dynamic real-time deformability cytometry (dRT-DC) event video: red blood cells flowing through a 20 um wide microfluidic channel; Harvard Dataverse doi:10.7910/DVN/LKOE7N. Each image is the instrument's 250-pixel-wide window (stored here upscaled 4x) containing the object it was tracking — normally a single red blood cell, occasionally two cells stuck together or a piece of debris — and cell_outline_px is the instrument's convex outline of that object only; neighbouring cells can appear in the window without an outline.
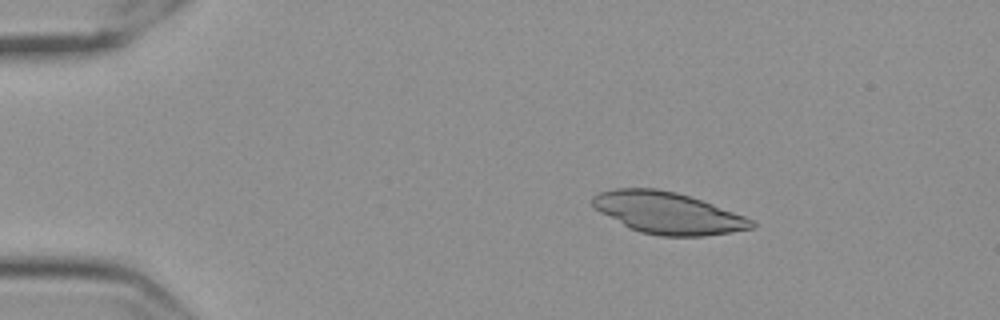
{"species": "Egyptian fruit bat (a non-hibernating species)", "species_latin": "Rousettus aegyptiacus", "temperature_condition": "cold", "stored_images_in_passage": 52, "camera_frame_rate_fps": 3000, "um_per_image_px": 0.085, "frame": {"image": 1, "passage_image": 5, "time_ms": 1.333, "image_size_px": [1000, 320], "cell_outline_px": [[756, 224], [752, 228], [732, 232], [704, 236], [660, 236], [640, 232], [600, 212], [592, 204], [592, 196], [600, 192], [612, 188], [656, 188], [676, 192], [712, 204], [744, 216], [752, 220]], "centroid_in_image_um": [56.75, 18.09], "position_along_channel_um": 28.2, "area_um2": 38.15}}